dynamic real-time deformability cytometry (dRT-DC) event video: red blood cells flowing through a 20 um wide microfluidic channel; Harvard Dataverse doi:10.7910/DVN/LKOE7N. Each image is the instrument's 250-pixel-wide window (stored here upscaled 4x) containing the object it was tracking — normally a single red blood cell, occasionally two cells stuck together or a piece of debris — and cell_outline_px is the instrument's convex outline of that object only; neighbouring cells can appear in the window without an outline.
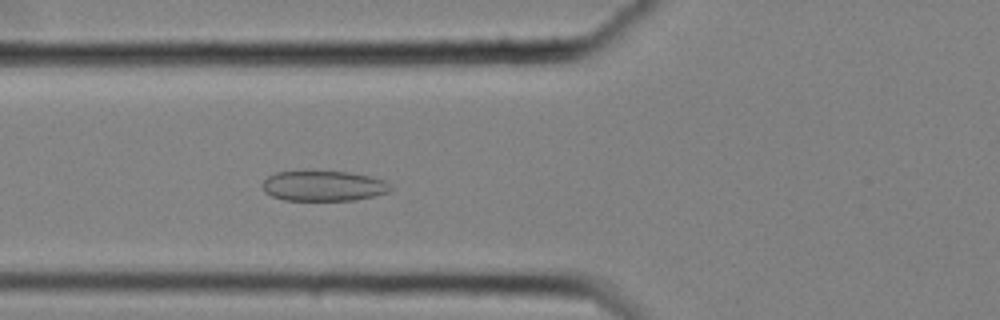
{"species": "common noctule bat (a hibernating species)", "species_latin": "Nyctalus noctula", "temperature_condition": "cold", "stored_images_in_passage": 57, "camera_frame_rate_fps": 3000, "um_per_image_px": 0.085, "animal": {"sex": "female", "body_mass_g": 25.1}, "frame": {"image": 1, "passage_image": 22, "time_ms": 7.0, "image_size_px": [1000, 320], "cell_outline_px": [[396, 188], [388, 192], [356, 200], [284, 200], [272, 196], [264, 192], [260, 184], [268, 176], [276, 172], [304, 168], [348, 172], [368, 176], [384, 180]], "centroid_in_image_um": [27.44, 15.76], "position_along_channel_um": 98.4, "area_um2": 23.58}}
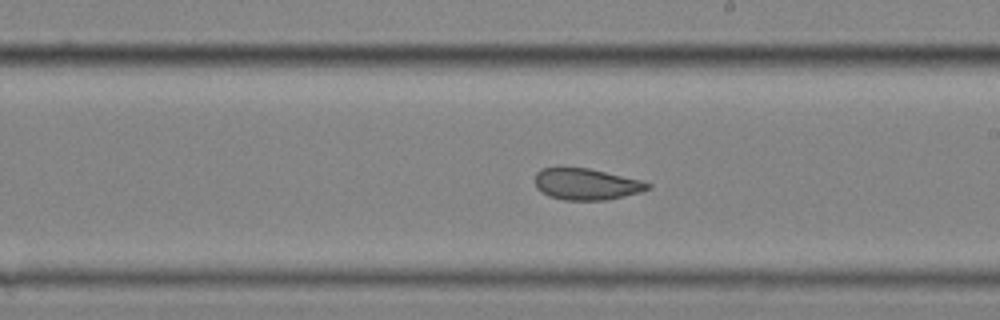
{"frame": {"image": 2, "passage_image": 34, "time_ms": 11.0, "image_size_px": [1000, 320], "cell_outline_px": [[652, 188], [640, 192], [624, 196], [604, 200], [564, 200], [548, 196], [536, 188], [536, 172], [540, 168], [556, 164], [588, 168], [640, 180], [652, 184]], "centroid_in_image_um": [49.77, 15.61], "position_along_channel_um": 239.2, "area_um2": 21.21}}
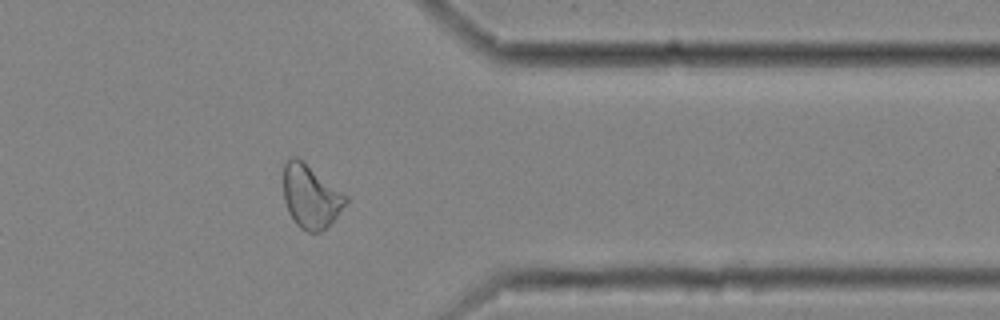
{"frame": {"image": 3, "passage_image": 47, "time_ms": 15.333, "image_size_px": [1000, 320], "cell_outline_px": [[348, 200], [336, 216], [320, 232], [308, 232], [300, 228], [296, 224], [288, 212], [284, 200], [284, 164], [292, 156], [296, 156], [348, 196]], "centroid_in_image_um": [26.39, 16.7], "position_along_channel_um": 385.0, "area_um2": 22.54}, "authors_computed_cell_mechanics": {"area_um2": 23.698, "velocity_mm_per_s": 3.5214, "shape_relaxation_time_tau1_ms": 11.3758, "shape_relaxation_time_tau2_ms": 1.1499, "deformation_change_tau1": 0.1381, "deformation_change_tau2": 0.0676}}